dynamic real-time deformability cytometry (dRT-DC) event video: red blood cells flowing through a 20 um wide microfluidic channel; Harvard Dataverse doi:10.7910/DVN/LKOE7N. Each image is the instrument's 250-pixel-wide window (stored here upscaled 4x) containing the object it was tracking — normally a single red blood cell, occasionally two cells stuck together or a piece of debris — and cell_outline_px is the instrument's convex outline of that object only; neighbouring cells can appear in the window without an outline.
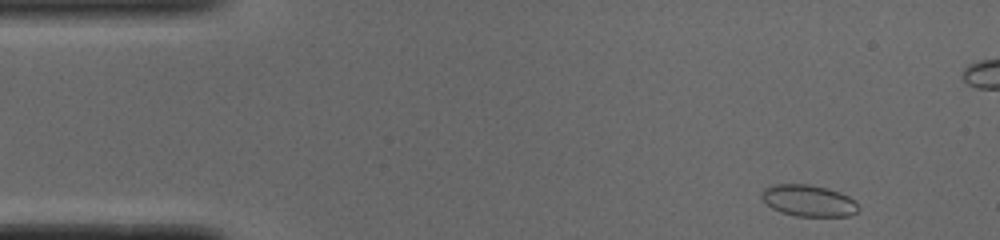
{"species": "common noctule bat (a hibernating species)", "species_latin": "Nyctalus noctula", "temperature_condition": "cold", "stored_images_in_passage": 50, "camera_frame_rate_fps": 3000, "um_per_image_px": 0.085, "animal": {"sex": "male", "body_mass_g": 19.0, "forearm_length_mm": 50.8}, "frame": {"image": 1, "passage_image": 2, "time_ms": 0.333, "image_size_px": [1000, 240], "cell_outline_px": [[860, 208], [856, 212], [848, 216], [796, 216], [780, 212], [772, 208], [760, 196], [760, 192], [764, 188], [772, 184], [808, 184], [828, 188], [840, 192], [856, 200]], "centroid_in_image_um": [68.73, 17.05], "position_along_channel_um": 16.3, "area_um2": 17.98}}
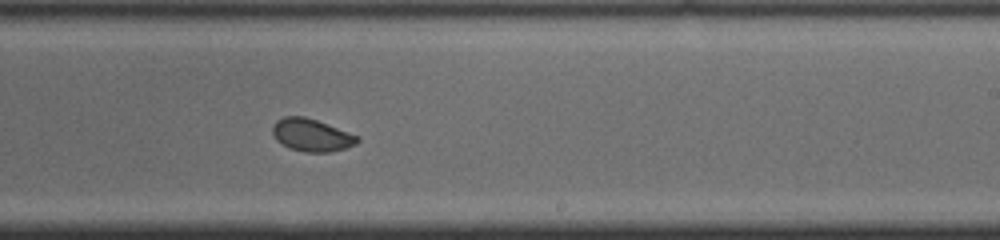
{"frame": {"image": 2, "passage_image": 28, "time_ms": 9.0, "image_size_px": [1000, 240], "cell_outline_px": [[360, 140], [356, 144], [332, 152], [304, 152], [288, 148], [276, 140], [272, 132], [272, 124], [276, 120], [284, 116], [304, 116], [316, 120], [360, 136]], "centroid_in_image_um": [26.46, 11.48], "position_along_channel_um": 262.5, "area_um2": 16.24}}
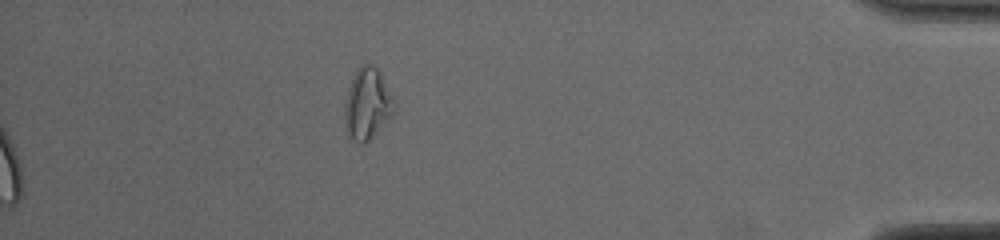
{"frame": {"image": 3, "passage_image": 50, "time_ms": 16.333, "image_size_px": [1000, 240], "cell_outline_px": [[396, 112], [364, 144], [360, 144], [352, 140], [348, 136], [344, 120], [344, 108], [348, 88], [356, 68], [360, 64], [372, 64], [380, 72], [396, 104]], "centroid_in_image_um": [31.22, 8.83], "position_along_channel_um": 404.0, "area_um2": 20.75}, "authors_computed_cell_mechanics": {"area_um2": 16.9932, "velocity_mm_per_s": 3.8724, "shape_relaxation_time_tau1_ms": 4.6616, "shape_relaxation_time_tau2_ms": 0.8024, "deformation_change_tau1": 0.0933, "deformation_change_tau2": 0.0436}}